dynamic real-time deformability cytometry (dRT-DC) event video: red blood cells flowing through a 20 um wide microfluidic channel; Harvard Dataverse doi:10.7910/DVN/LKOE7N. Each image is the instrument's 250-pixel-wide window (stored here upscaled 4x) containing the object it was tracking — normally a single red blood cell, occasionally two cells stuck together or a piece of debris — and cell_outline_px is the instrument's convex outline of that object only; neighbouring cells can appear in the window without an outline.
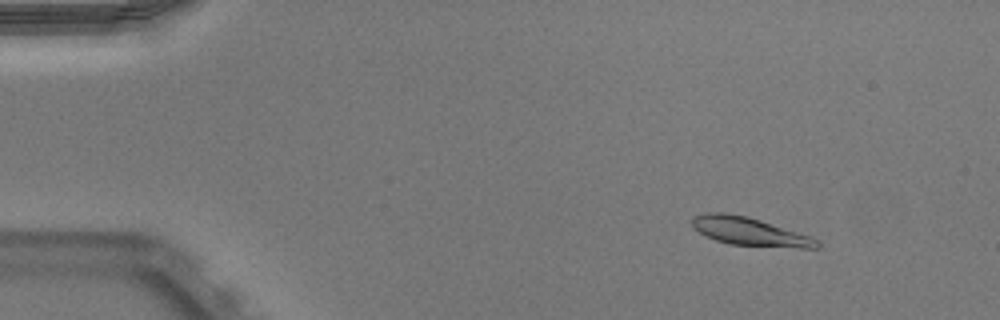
{"species": "Egyptian fruit bat (a non-hibernating species)", "species_latin": "Rousettus aegyptiacus", "temperature_condition": "warm", "stored_images_in_passage": 52, "camera_frame_rate_fps": 3000, "um_per_image_px": 0.085, "animal": {"sex": "male"}, "frame": {"image": 1, "passage_image": 7, "time_ms": 2.0, "image_size_px": [1000, 320], "cell_outline_px": [[820, 244], [816, 248], [800, 248], [728, 244], [704, 236], [692, 228], [692, 216], [708, 212], [724, 212], [748, 216], [812, 236], [820, 240]], "centroid_in_image_um": [63.71, 19.67], "position_along_channel_um": 21.3, "area_um2": 20.87}}
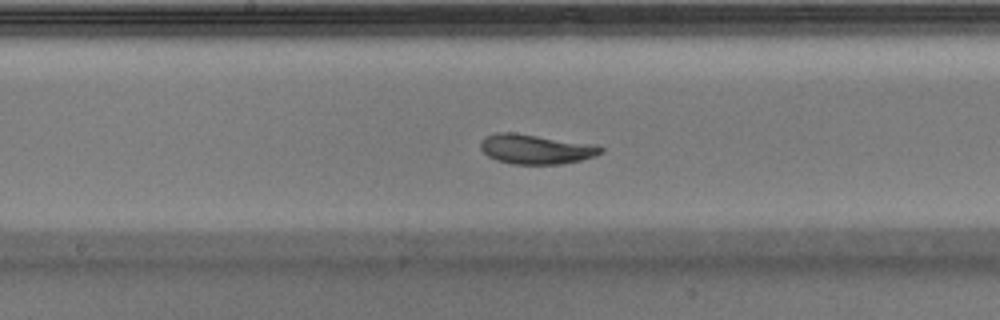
{"frame": {"image": 2, "passage_image": 28, "time_ms": 9.0, "image_size_px": [1000, 320], "cell_outline_px": [[604, 152], [580, 160], [560, 164], [512, 164], [496, 160], [488, 156], [480, 148], [480, 140], [484, 136], [496, 132], [512, 132], [596, 144], [604, 148]], "centroid_in_image_um": [45.52, 12.66], "position_along_channel_um": 202.7, "area_um2": 20.92}}
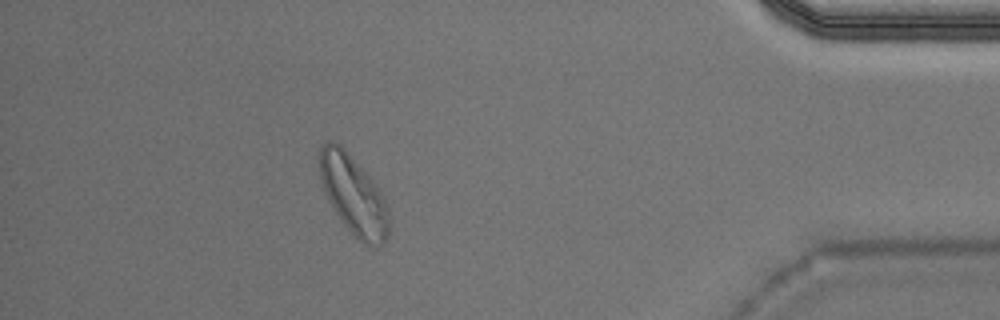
{"frame": {"image": 3, "passage_image": 47, "time_ms": 15.333, "image_size_px": [1000, 320], "cell_outline_px": [[388, 236], [380, 244], [372, 248], [364, 244], [340, 220], [328, 200], [324, 192], [320, 180], [316, 152], [320, 144], [324, 140], [332, 140], [340, 144], [348, 152], [376, 184], [384, 196], [388, 208]], "centroid_in_image_um": [29.98, 16.49], "position_along_channel_um": 405.2, "area_um2": 32.54}, "authors_computed_cell_mechanics": {"area_um2": 20.6057, "velocity_mm_per_s": 3.8919, "shape_relaxation_time_tau1_ms": 2.129, "shape_relaxation_time_tau2_ms": 1.3158, "deformation_change_tau1": 0.1196, "deformation_change_tau2": 0.066}}